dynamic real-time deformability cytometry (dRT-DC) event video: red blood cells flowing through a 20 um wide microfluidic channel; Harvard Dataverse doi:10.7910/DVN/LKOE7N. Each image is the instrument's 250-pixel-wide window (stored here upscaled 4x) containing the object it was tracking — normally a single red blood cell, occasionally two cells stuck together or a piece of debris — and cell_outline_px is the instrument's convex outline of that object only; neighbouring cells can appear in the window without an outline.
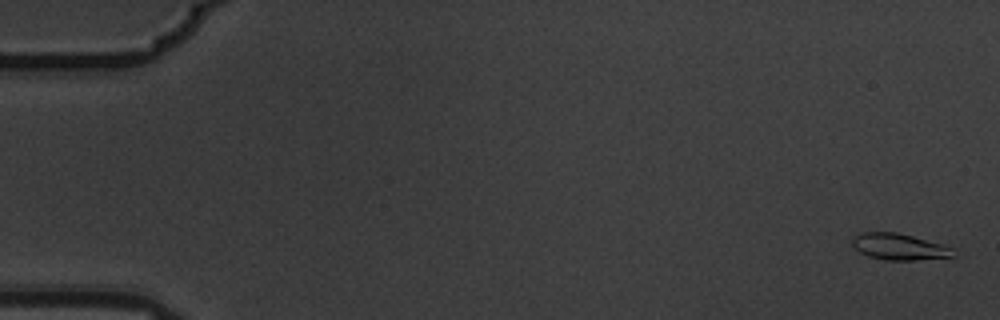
{"species": "common noctule bat (a hibernating species)", "species_latin": "Nyctalus noctula", "temperature_condition": "warm", "stored_images_in_passage": 6, "camera_frame_rate_fps": 3000, "um_per_image_px": 0.085, "animal": {"sex": "male", "body_mass_g": 19.5, "forearm_length_mm": 54.6}, "frame": {"image": 1, "passage_image": 1, "time_ms": 0.0, "image_size_px": [1000, 320], "cell_outline_px": [[956, 256], [916, 260], [884, 260], [868, 256], [860, 252], [852, 244], [852, 236], [860, 232], [896, 232], [912, 236], [940, 244], [952, 248]], "centroid_in_image_um": [76.39, 20.97], "position_along_channel_um": 8.6, "area_um2": 15.43}}
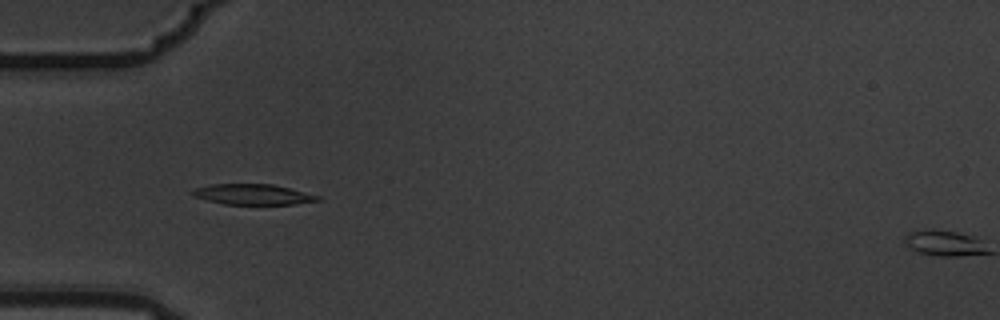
{"frame": {"image": 2, "passage_image": 6, "time_ms": 1.667, "image_size_px": [1000, 320], "cell_outline_px": [[320, 200], [292, 204], [224, 204], [192, 196], [188, 192], [192, 188], [212, 184], [272, 184], [320, 196]], "centroid_in_image_um": [21.4, 16.52], "position_along_channel_um": 63.6, "area_um2": 14.91}}